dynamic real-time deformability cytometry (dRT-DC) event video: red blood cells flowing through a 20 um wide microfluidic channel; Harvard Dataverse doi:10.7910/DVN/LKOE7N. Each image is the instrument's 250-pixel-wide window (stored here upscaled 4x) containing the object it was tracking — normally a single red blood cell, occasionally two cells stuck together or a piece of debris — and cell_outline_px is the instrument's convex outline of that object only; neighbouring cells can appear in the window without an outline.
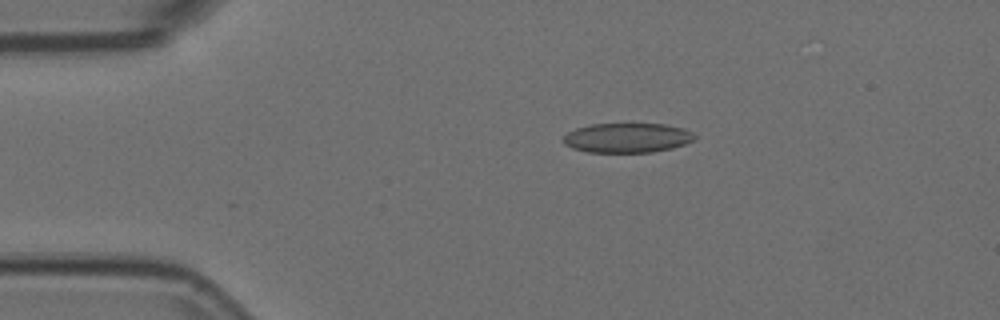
{"species": "Egyptian fruit bat (a non-hibernating species)", "species_latin": "Rousettus aegyptiacus", "temperature_condition": "room temperature", "stored_images_in_passage": 45, "camera_frame_rate_fps": 3000, "um_per_image_px": 0.085, "animal": {"sex": "female"}, "frame": {"image": 1, "passage_image": 1, "time_ms": 0.0, "image_size_px": [1000, 320], "cell_outline_px": [[696, 136], [692, 140], [684, 144], [672, 148], [652, 152], [588, 152], [572, 148], [564, 144], [564, 136], [568, 132], [576, 128], [592, 124], [668, 124], [684, 128], [692, 132]], "centroid_in_image_um": [53.32, 11.71], "position_along_channel_um": 31.7, "area_um2": 22.6}}
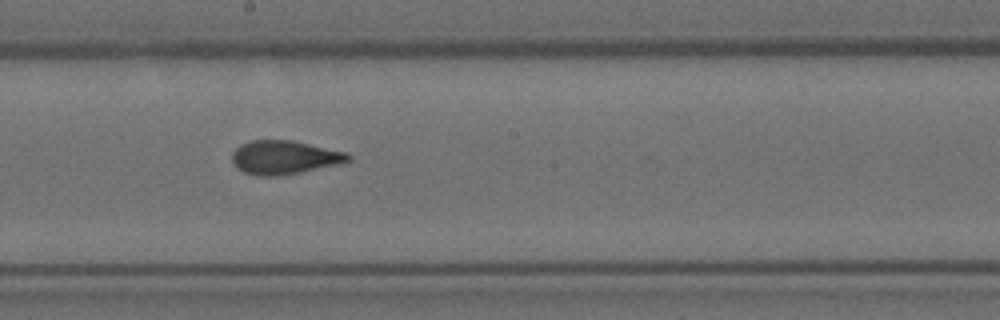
{"frame": {"image": 2, "passage_image": 20, "time_ms": 6.333, "image_size_px": [1000, 320], "cell_outline_px": [[352, 160], [336, 164], [276, 176], [256, 176], [244, 172], [232, 160], [232, 152], [240, 144], [252, 140], [292, 140], [348, 152], [352, 156]], "centroid_in_image_um": [24.17, 13.35], "position_along_channel_um": 224.0, "area_um2": 22.48}}
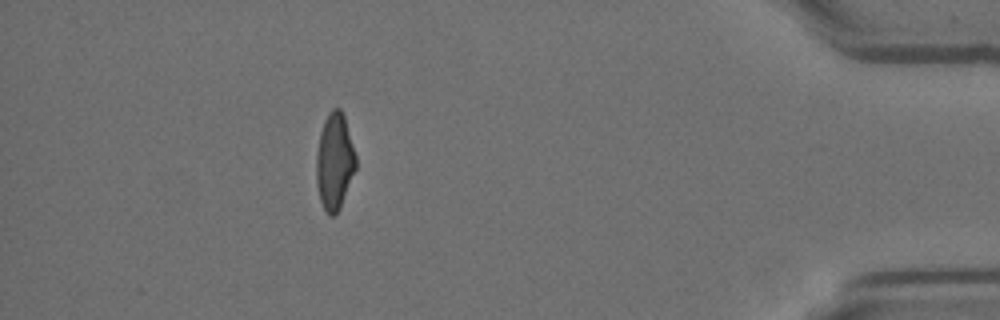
{"frame": {"image": 3, "passage_image": 39, "time_ms": 12.667, "image_size_px": [1000, 320], "cell_outline_px": [[356, 168], [340, 208], [332, 216], [328, 216], [320, 200], [316, 184], [316, 152], [320, 132], [324, 120], [328, 112], [332, 108], [340, 108], [344, 116], [356, 156]], "centroid_in_image_um": [28.42, 13.72], "position_along_channel_um": 406.8, "area_um2": 22.25}, "authors_computed_cell_mechanics": {"area_um2": 22.542, "velocity_mm_per_s": 3.7236, "shape_relaxation_time_tau1_ms": null, "shape_relaxation_time_tau2_ms": 1.4229, "deformation_change_tau1": null, "deformation_change_tau2": 0.0861}}